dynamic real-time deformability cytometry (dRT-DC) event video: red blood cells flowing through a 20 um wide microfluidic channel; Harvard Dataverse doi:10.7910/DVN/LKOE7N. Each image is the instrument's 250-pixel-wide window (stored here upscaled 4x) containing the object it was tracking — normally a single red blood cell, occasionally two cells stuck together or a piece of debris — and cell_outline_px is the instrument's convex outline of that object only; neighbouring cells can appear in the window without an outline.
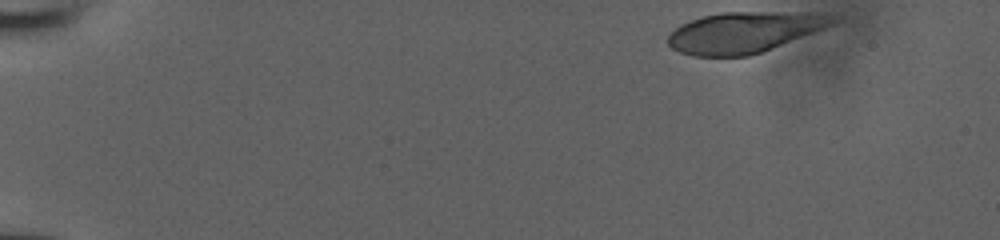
{"species": "human", "species_latin": "Homo sapiens", "temperature_condition": "room temperature", "stored_images_in_passage": 40, "camera_frame_rate_fps": 3000, "um_per_image_px": 0.085, "donor": {"sex": "male"}, "frame": {"image": 1, "passage_image": 1, "time_ms": 0.0, "image_size_px": [1000, 240], "cell_outline_px": [[836, 20], [832, 24], [824, 28], [760, 52], [748, 56], [692, 56], [680, 52], [672, 48], [668, 44], [668, 36], [680, 24], [704, 16], [720, 12], [808, 12], [832, 16]], "centroid_in_image_um": [63.2, 2.74], "position_along_channel_um": 21.8, "area_um2": 38.61}}
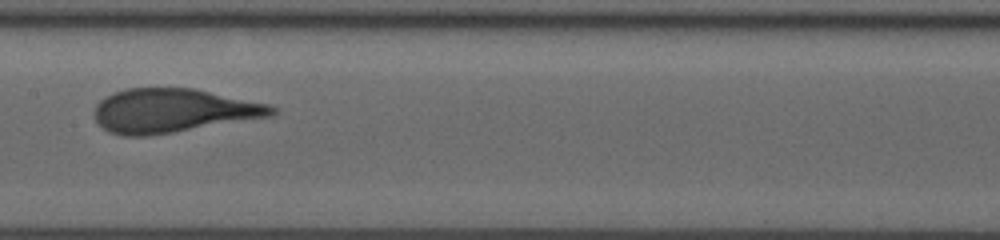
{"frame": {"image": 2, "passage_image": 23, "time_ms": 7.333, "image_size_px": [1000, 240], "cell_outline_px": [[280, 112], [272, 116], [148, 136], [124, 136], [108, 132], [96, 120], [92, 112], [96, 104], [104, 96], [128, 88], [192, 88], [268, 104], [276, 108]], "centroid_in_image_um": [14.68, 9.41], "position_along_channel_um": 192.7, "area_um2": 45.26}}
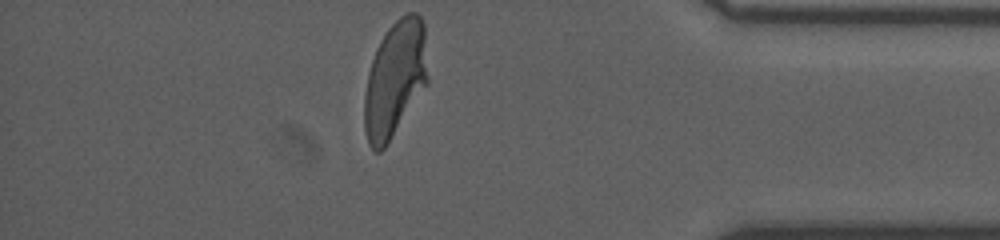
{"frame": {"image": 3, "passage_image": 40, "time_ms": 13.0, "image_size_px": [1000, 240], "cell_outline_px": [[428, 84], [384, 148], [380, 152], [376, 152], [368, 144], [364, 128], [364, 92], [368, 72], [376, 48], [380, 40], [388, 28], [400, 16], [408, 12], [416, 12], [420, 16], [424, 24], [428, 76]], "centroid_in_image_um": [33.57, 6.71], "position_along_channel_um": 401.6, "area_um2": 43.18}}